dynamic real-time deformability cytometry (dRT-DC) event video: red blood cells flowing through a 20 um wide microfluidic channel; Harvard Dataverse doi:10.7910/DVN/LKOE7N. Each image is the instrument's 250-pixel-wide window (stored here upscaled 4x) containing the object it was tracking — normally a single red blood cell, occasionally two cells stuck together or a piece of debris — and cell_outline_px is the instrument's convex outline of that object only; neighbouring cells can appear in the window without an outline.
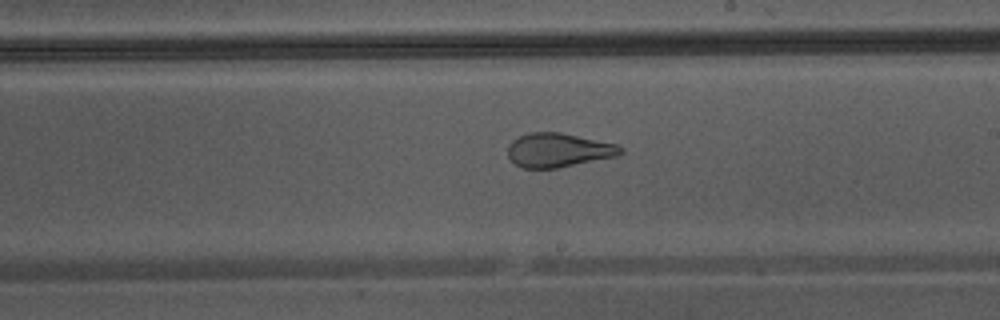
{"species": "Egyptian fruit bat (a non-hibernating species)", "species_latin": "Rousettus aegyptiacus", "temperature_condition": "warm", "stored_images_in_passage": 35, "camera_frame_rate_fps": 3000, "um_per_image_px": 0.085, "animal": {"sex": "male"}, "frame": {"image": 1, "passage_image": 16, "time_ms": 5.0, "image_size_px": [1000, 320], "cell_outline_px": [[624, 152], [616, 156], [556, 168], [524, 168], [516, 164], [508, 156], [508, 144], [512, 140], [528, 132], [560, 132], [620, 144], [624, 148]], "centroid_in_image_um": [47.49, 12.74], "position_along_channel_um": 241.5, "area_um2": 22.43}}